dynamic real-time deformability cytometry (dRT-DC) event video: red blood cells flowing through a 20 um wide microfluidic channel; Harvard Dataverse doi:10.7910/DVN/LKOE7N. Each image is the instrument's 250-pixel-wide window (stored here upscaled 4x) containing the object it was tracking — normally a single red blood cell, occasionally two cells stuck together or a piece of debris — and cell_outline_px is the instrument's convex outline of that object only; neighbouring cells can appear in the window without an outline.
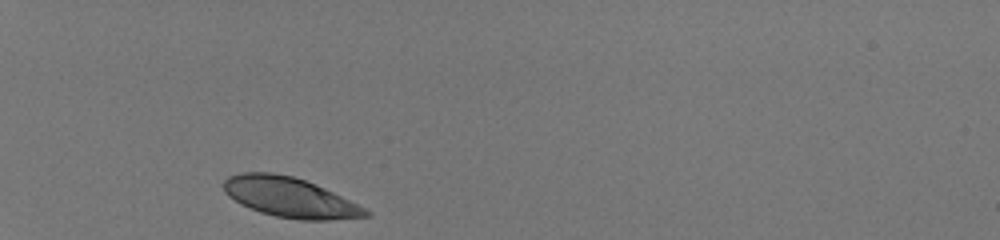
{"species": "human", "species_latin": "Homo sapiens", "temperature_condition": "room temperature", "stored_images_in_passage": 30, "camera_frame_rate_fps": 3000, "um_per_image_px": 0.085, "donor": {"sex": "male"}, "frame": {"image": 1, "passage_image": 1, "time_ms": 0.0, "image_size_px": [1000, 240], "cell_outline_px": [[372, 216], [328, 220], [300, 220], [276, 216], [260, 212], [240, 204], [228, 196], [224, 192], [224, 180], [228, 176], [240, 172], [272, 172], [292, 176], [304, 180], [324, 188], [372, 212]], "centroid_in_image_um": [24.6, 16.78], "position_along_channel_um": 60.4, "area_um2": 32.83}}
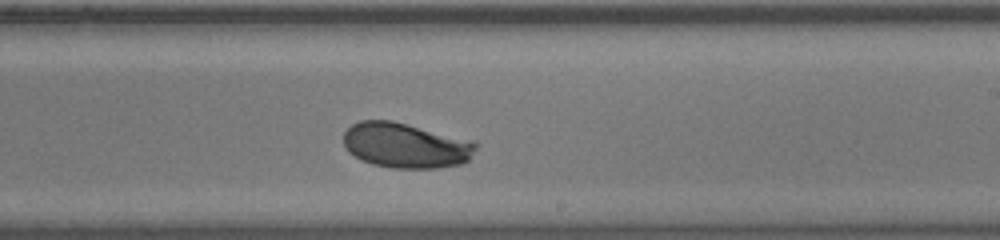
{"frame": {"image": 2, "passage_image": 18, "time_ms": 5.667, "image_size_px": [1000, 240], "cell_outline_px": [[476, 148], [468, 160], [460, 164], [440, 168], [392, 168], [372, 164], [360, 160], [348, 152], [344, 144], [344, 132], [352, 124], [360, 120], [392, 120], [476, 140]], "centroid_in_image_um": [34.49, 12.35], "position_along_channel_um": 254.5, "area_um2": 35.26}}
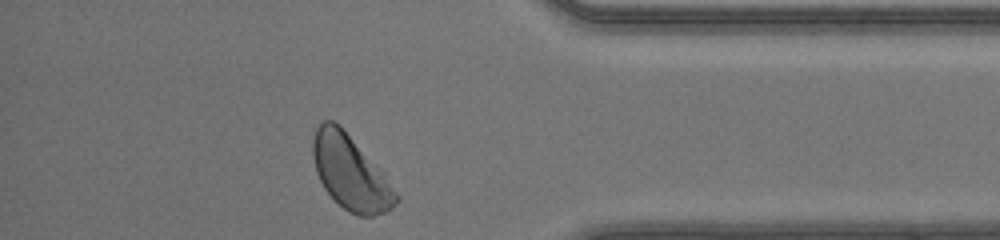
{"frame": {"image": 3, "passage_image": 30, "time_ms": 9.667, "image_size_px": [1000, 240], "cell_outline_px": [[400, 200], [392, 208], [384, 212], [372, 216], [360, 216], [348, 212], [324, 188], [316, 172], [312, 152], [312, 140], [316, 128], [324, 120], [332, 120], [340, 124], [384, 172], [400, 196]], "centroid_in_image_um": [29.82, 14.65], "position_along_channel_um": 405.4, "area_um2": 36.18}, "authors_computed_cell_mechanics": {"area_um2": 34.2465, "velocity_mm_per_s": 4.0634, "shape_relaxation_time_tau1_ms": 2.5687, "shape_relaxation_time_tau2_ms": null, "deformation_change_tau1": 0.1395, "deformation_change_tau2": null}}